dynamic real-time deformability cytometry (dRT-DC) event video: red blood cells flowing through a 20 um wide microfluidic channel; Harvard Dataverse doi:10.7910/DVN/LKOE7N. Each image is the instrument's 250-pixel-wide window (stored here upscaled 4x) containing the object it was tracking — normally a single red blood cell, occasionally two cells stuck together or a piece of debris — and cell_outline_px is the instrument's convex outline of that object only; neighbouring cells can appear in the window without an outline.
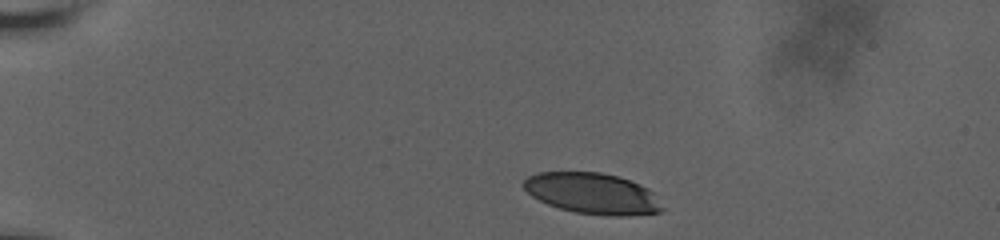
{"species": "human", "species_latin": "Homo sapiens", "temperature_condition": "room temperature", "stored_images_in_passage": 3, "camera_frame_rate_fps": 3000, "um_per_image_px": 0.085, "donor": {"sex": "male"}, "frame": {"image": 1, "passage_image": 1, "time_ms": 0.0, "image_size_px": [1000, 240], "cell_outline_px": [[664, 208], [660, 212], [628, 216], [616, 216], [576, 212], [560, 208], [548, 204], [532, 196], [520, 184], [528, 176], [536, 172], [600, 172], [620, 176], [640, 184], [648, 188], [652, 192]], "centroid_in_image_um": [50.35, 16.43], "position_along_channel_um": 34.6, "area_um2": 33.12}}